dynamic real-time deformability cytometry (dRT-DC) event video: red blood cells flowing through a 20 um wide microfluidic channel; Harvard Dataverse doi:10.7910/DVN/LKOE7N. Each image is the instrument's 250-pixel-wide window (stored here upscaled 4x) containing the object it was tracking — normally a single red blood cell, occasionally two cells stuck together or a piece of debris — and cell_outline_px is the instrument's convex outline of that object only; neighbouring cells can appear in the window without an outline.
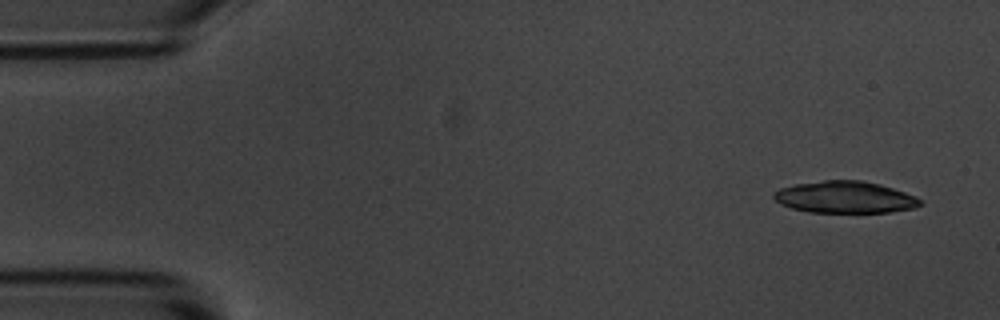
{"species": "common noctule bat (a hibernating species)", "species_latin": "Nyctalus noctula", "temperature_condition": "room temperature", "stored_images_in_passage": 10, "camera_frame_rate_fps": 3000, "um_per_image_px": 0.085, "animal": {"sex": "male", "body_mass_g": 20.1, "forearm_length_mm": 53.5}, "frame": {"image": 1, "passage_image": 1, "time_ms": 0.0, "image_size_px": [1000, 320], "cell_outline_px": [[924, 204], [916, 208], [888, 212], [808, 212], [792, 208], [780, 204], [772, 196], [772, 192], [780, 188], [796, 184], [824, 180], [860, 180], [880, 184], [916, 196]], "centroid_in_image_um": [71.82, 16.76], "position_along_channel_um": 13.2, "area_um2": 27.22}}